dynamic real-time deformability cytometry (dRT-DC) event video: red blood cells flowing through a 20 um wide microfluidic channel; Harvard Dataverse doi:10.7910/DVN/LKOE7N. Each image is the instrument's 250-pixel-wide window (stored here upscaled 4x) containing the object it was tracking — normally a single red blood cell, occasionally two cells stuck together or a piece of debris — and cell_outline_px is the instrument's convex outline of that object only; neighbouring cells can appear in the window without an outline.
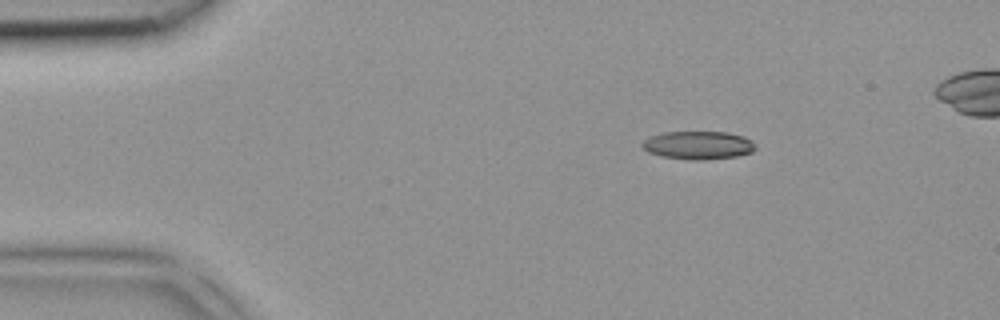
{"species": "common noctule bat (a hibernating species)", "species_latin": "Nyctalus noctula", "temperature_condition": "room temperature", "stored_images_in_passage": 4, "camera_frame_rate_fps": 3000, "um_per_image_px": 0.085, "animal": {"sex": "female", "body_mass_g": 18.4}, "frame": {"image": 1, "passage_image": 1, "time_ms": 0.0, "image_size_px": [1000, 320], "cell_outline_px": [[756, 148], [752, 152], [736, 156], [704, 160], [692, 160], [660, 156], [648, 152], [640, 144], [644, 140], [652, 136], [664, 132], [728, 132], [744, 136], [752, 140]], "centroid_in_image_um": [59.36, 12.34], "position_along_channel_um": 25.6, "area_um2": 18.61}}